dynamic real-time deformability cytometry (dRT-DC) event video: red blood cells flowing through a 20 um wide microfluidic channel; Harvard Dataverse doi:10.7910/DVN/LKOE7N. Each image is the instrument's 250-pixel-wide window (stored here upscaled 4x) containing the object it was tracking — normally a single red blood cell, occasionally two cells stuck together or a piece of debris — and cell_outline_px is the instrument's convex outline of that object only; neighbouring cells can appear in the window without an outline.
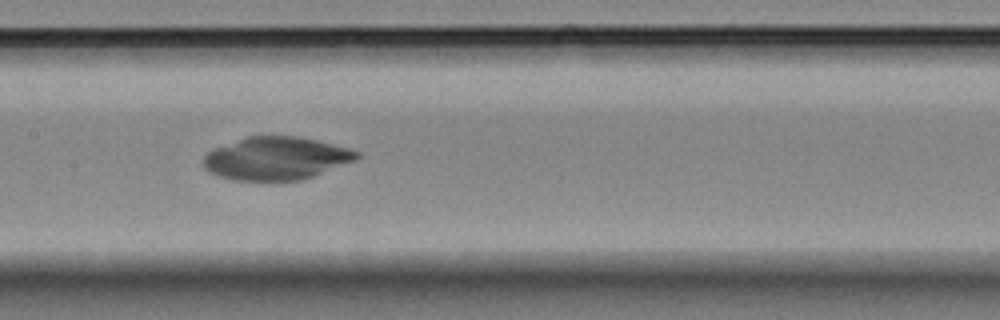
{"species": "Egyptian fruit bat (a non-hibernating species)", "species_latin": "Rousettus aegyptiacus", "temperature_condition": "room temperature", "stored_images_in_passage": 5, "camera_frame_rate_fps": 3000, "um_per_image_px": 0.085, "animal": {"sex": "female"}, "frame": {"image": 1, "passage_image": 4, "time_ms": 3.333, "image_size_px": [1000, 320], "cell_outline_px": [[360, 156], [356, 160], [312, 176], [300, 180], [232, 180], [216, 176], [208, 172], [204, 168], [204, 156], [212, 148], [248, 136], [296, 136], [316, 140], [348, 148], [360, 152]], "centroid_in_image_um": [23.43, 13.46], "position_along_channel_um": 184.0, "area_um2": 38.26}}